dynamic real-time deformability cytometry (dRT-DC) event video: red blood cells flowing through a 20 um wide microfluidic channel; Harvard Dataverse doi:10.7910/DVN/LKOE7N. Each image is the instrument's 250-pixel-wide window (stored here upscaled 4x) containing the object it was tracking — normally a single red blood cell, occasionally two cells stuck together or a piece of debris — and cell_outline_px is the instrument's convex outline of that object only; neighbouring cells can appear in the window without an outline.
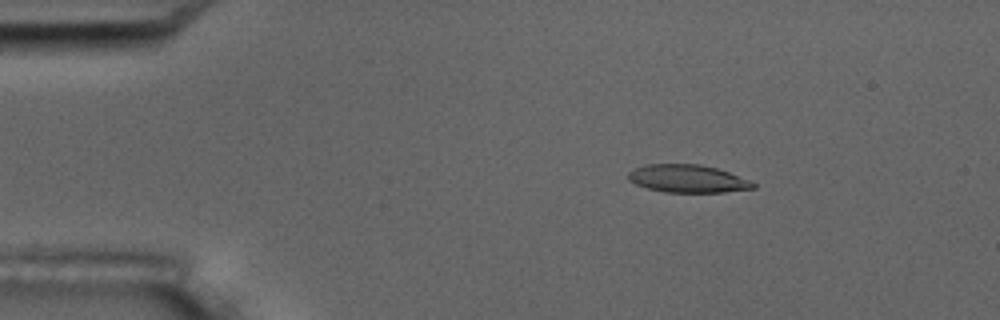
{"species": "common noctule bat (a hibernating species)", "species_latin": "Nyctalus noctula", "temperature_condition": "room temperature", "stored_images_in_passage": 5, "camera_frame_rate_fps": 3000, "um_per_image_px": 0.085, "animal": {"sex": "male", "body_mass_g": 17.5, "forearm_length_mm": 52.3}, "frame": {"image": 1, "passage_image": 3, "time_ms": 2.333, "image_size_px": [1000, 320], "cell_outline_px": [[756, 188], [724, 192], [664, 192], [648, 188], [636, 184], [628, 180], [628, 172], [636, 168], [648, 164], [700, 164], [716, 168], [752, 180], [756, 184]], "centroid_in_image_um": [58.48, 15.19], "position_along_channel_um": 26.5, "area_um2": 20.23}}